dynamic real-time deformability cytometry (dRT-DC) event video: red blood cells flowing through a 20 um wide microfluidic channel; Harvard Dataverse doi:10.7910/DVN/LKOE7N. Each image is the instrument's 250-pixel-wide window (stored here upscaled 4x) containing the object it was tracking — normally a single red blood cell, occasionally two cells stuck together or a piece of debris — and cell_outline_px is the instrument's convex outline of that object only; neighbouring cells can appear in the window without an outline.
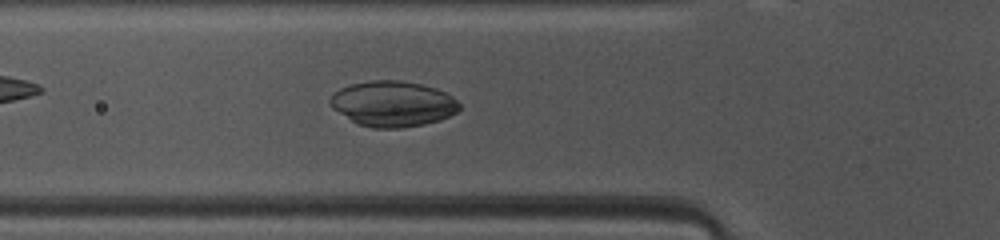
{"species": "common noctule bat (a hibernating species)", "species_latin": "Nyctalus noctula", "temperature_condition": "warm", "stored_images_in_passage": 45, "camera_frame_rate_fps": 3000, "um_per_image_px": 0.085, "animal": {"sex": "female", "body_mass_g": 10.0, "forearm_length_mm": 53.1}, "frame": {"image": 1, "passage_image": 13, "time_ms": 4.0, "image_size_px": [1000, 240], "cell_outline_px": [[460, 108], [456, 112], [440, 120], [424, 124], [400, 128], [372, 128], [356, 124], [332, 108], [328, 104], [328, 100], [340, 88], [352, 84], [368, 80], [400, 80], [420, 84], [436, 88], [452, 96], [460, 104]], "centroid_in_image_um": [33.36, 8.83], "position_along_channel_um": 92.4, "area_um2": 34.39}}
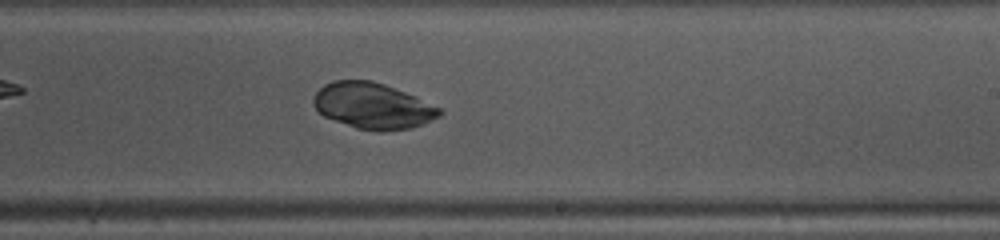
{"frame": {"image": 2, "passage_image": 25, "time_ms": 8.0, "image_size_px": [1000, 240], "cell_outline_px": [[444, 112], [440, 116], [424, 124], [412, 128], [384, 132], [376, 132], [356, 128], [324, 116], [312, 104], [312, 100], [316, 92], [324, 84], [332, 80], [372, 80], [384, 84], [416, 96], [440, 108]], "centroid_in_image_um": [31.7, 9.0], "position_along_channel_um": 257.3, "area_um2": 34.04}}
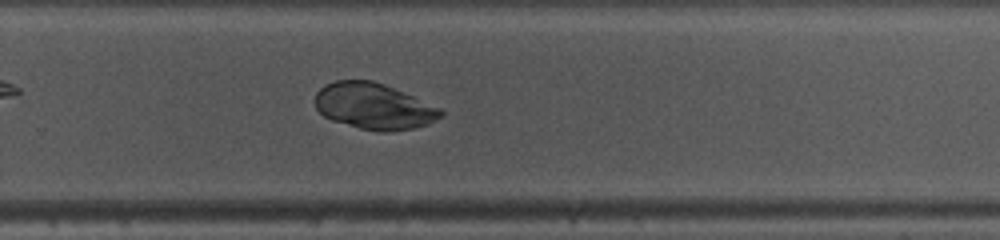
{"frame": {"image": 3, "passage_image": 28, "time_ms": 9.0, "image_size_px": [1000, 240], "cell_outline_px": [[444, 116], [428, 124], [416, 128], [388, 132], [384, 132], [360, 128], [332, 120], [324, 116], [316, 108], [316, 92], [324, 84], [336, 80], [372, 80], [384, 84], [440, 108], [444, 112]], "centroid_in_image_um": [31.78, 9.03], "position_along_channel_um": 298.0, "area_um2": 33.7}}